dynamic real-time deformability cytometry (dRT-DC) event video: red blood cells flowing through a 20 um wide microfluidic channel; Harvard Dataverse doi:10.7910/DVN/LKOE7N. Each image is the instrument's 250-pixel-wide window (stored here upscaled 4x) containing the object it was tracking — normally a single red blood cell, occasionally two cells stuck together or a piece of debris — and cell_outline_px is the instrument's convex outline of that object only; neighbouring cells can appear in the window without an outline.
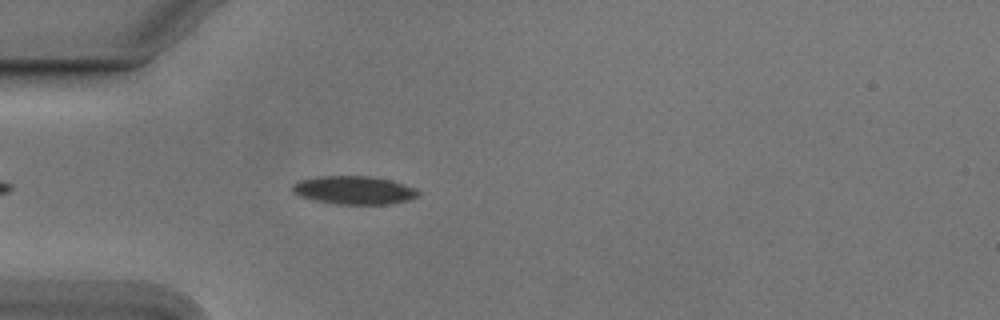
{"species": "Egyptian fruit bat (a non-hibernating species)", "species_latin": "Rousettus aegyptiacus", "temperature_condition": "cold", "stored_images_in_passage": 37, "camera_frame_rate_fps": 3000, "um_per_image_px": 0.085, "animal": {"sex": "male"}, "frame": {"image": 1, "passage_image": 5, "time_ms": 1.333, "image_size_px": [1000, 320], "cell_outline_px": [[420, 196], [408, 200], [388, 204], [336, 204], [316, 200], [300, 196], [292, 192], [292, 184], [300, 180], [320, 176], [372, 176], [404, 184], [420, 192]], "centroid_in_image_um": [30.08, 16.16], "position_along_channel_um": 54.9, "area_um2": 20.58}}
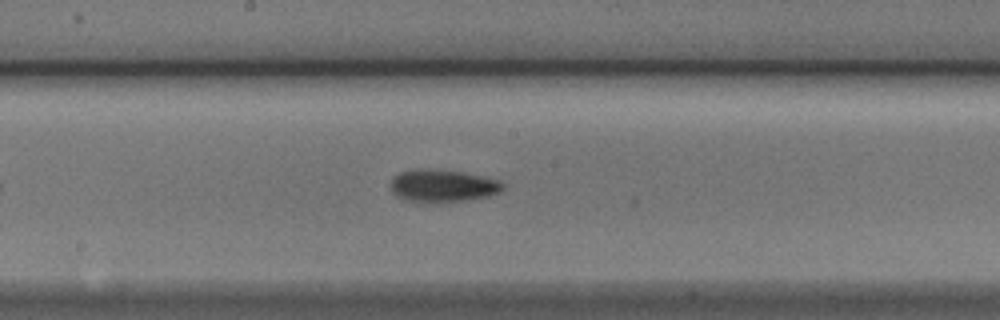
{"frame": {"image": 2, "passage_image": 18, "time_ms": 5.667, "image_size_px": [1000, 320], "cell_outline_px": [[504, 188], [500, 192], [488, 196], [464, 200], [428, 204], [408, 200], [396, 196], [392, 192], [392, 180], [400, 172], [460, 172], [484, 176], [500, 180], [504, 184]], "centroid_in_image_um": [37.71, 15.86], "position_along_channel_um": 210.5, "area_um2": 20.4}}
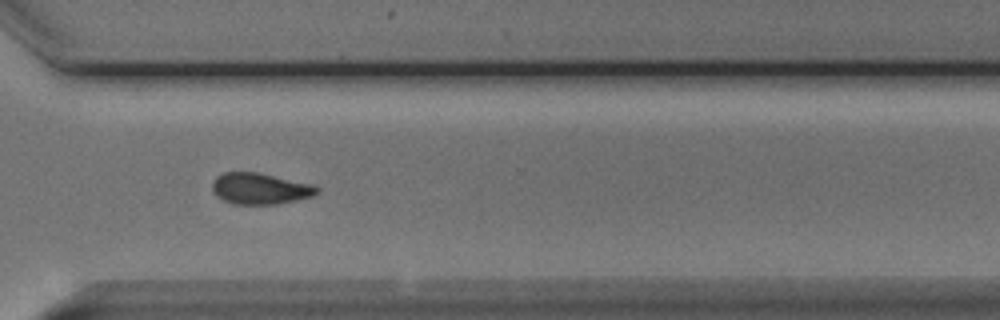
{"frame": {"image": 3, "passage_image": 29, "time_ms": 9.333, "image_size_px": [1000, 320], "cell_outline_px": [[320, 192], [312, 196], [296, 200], [276, 204], [232, 204], [216, 196], [212, 188], [212, 180], [216, 176], [224, 172], [256, 172], [312, 184], [320, 188]], "centroid_in_image_um": [22.09, 16.03], "position_along_channel_um": 348.5, "area_um2": 19.07}, "authors_computed_cell_mechanics": {"area_um2": 19.7676, "velocity_mm_per_s": 3.7631, "shape_relaxation_time_tau1_ms": 2.4688, "shape_relaxation_time_tau2_ms": 5.4786, "deformation_change_tau1": 0.1143, "deformation_change_tau2": 0.1081}}